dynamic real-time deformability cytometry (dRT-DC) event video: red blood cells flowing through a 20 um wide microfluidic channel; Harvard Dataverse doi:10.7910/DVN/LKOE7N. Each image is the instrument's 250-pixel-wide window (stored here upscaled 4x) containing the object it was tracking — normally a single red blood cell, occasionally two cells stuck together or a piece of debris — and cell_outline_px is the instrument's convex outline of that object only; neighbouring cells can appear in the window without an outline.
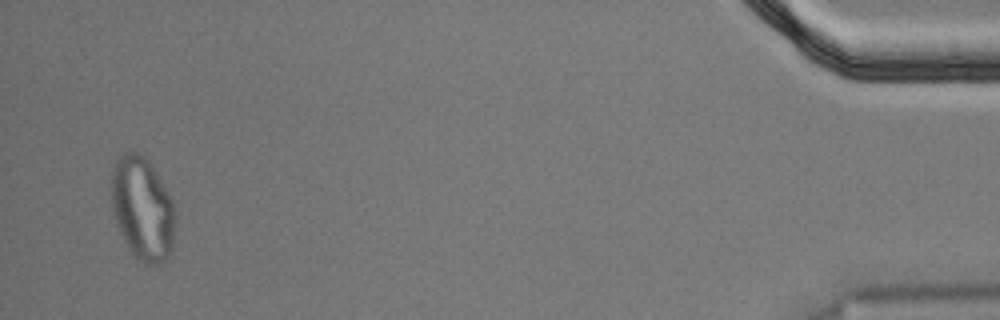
{"species": "Egyptian fruit bat (a non-hibernating species)", "species_latin": "Rousettus aegyptiacus", "temperature_condition": "cold", "stored_images_in_passage": 51, "segment_of_instrument_passage": [2, 2], "camera_frame_rate_fps": 3000, "um_per_image_px": 0.085, "animal": {"sex": "male"}, "frame": {"image": 1, "passage_image": 49, "time_ms": 16.0, "image_size_px": [1000, 320], "cell_outline_px": [[176, 208], [172, 252], [164, 260], [156, 264], [144, 264], [132, 252], [124, 240], [120, 232], [112, 208], [112, 172], [116, 160], [124, 152], [140, 152], [148, 160], [168, 192]], "centroid_in_image_um": [12.13, 17.72], "position_along_channel_um": 423.1, "area_um2": 38.21}}